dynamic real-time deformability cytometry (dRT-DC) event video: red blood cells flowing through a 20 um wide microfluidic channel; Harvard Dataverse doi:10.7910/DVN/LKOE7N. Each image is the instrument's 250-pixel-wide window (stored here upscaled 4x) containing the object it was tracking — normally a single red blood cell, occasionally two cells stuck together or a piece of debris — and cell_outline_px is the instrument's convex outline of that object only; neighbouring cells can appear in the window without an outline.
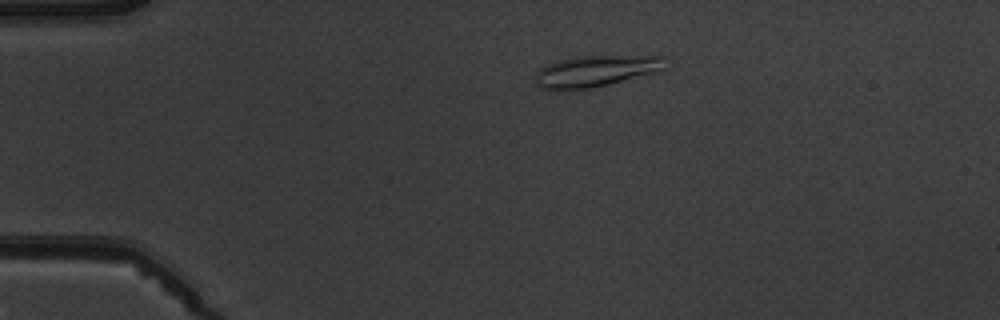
{"species": "common noctule bat (a hibernating species)", "species_latin": "Nyctalus noctula", "temperature_condition": "warm", "stored_images_in_passage": 4, "camera_frame_rate_fps": 3000, "um_per_image_px": 0.085, "animal": {"sex": "male", "body_mass_g": 19.5, "forearm_length_mm": 54.6}, "frame": {"image": 1, "passage_image": 3, "time_ms": 2.333, "image_size_px": [1000, 320], "cell_outline_px": [[664, 68], [656, 72], [592, 88], [540, 88], [536, 84], [536, 72], [540, 68], [548, 64], [560, 60], [576, 56], [664, 56]], "centroid_in_image_um": [50.64, 6.02], "position_along_channel_um": 34.4, "area_um2": 23.06}}